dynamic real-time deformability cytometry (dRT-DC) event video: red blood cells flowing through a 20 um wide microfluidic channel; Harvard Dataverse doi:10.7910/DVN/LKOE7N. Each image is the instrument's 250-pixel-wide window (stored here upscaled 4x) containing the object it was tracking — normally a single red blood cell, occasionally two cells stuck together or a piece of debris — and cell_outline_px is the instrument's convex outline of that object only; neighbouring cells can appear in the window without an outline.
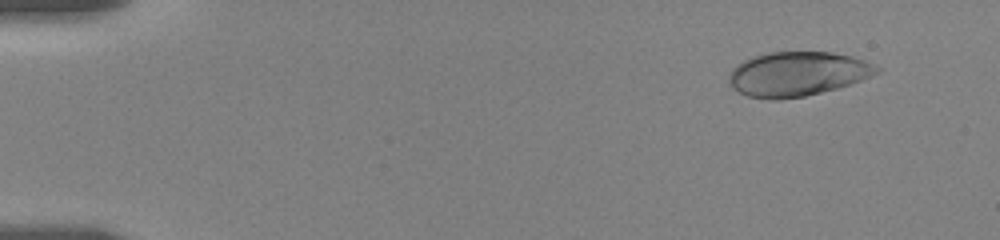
{"species": "human", "species_latin": "Homo sapiens", "temperature_condition": "room temperature", "stored_images_in_passage": 23, "camera_frame_rate_fps": 3000, "um_per_image_px": 0.085, "donor": {"sex": "female"}, "frame": {"image": 1, "passage_image": 4, "time_ms": 1.333, "image_size_px": [1000, 240], "cell_outline_px": [[884, 68], [880, 72], [860, 80], [836, 88], [804, 96], [776, 100], [772, 100], [748, 96], [732, 88], [728, 84], [728, 76], [732, 68], [736, 64], [752, 56], [768, 52], [832, 52], [852, 56], [864, 60]], "centroid_in_image_um": [67.76, 6.27], "position_along_channel_um": 17.2, "area_um2": 38.38}}
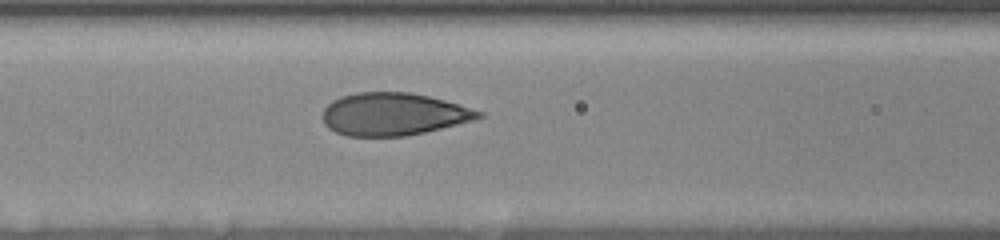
{"frame": {"image": 2, "passage_image": 19, "time_ms": 8.0, "image_size_px": [1000, 240], "cell_outline_px": [[484, 116], [472, 120], [424, 132], [404, 136], [348, 136], [336, 132], [328, 128], [324, 124], [320, 116], [324, 108], [332, 100], [340, 96], [356, 92], [408, 92], [428, 96], [444, 100], [484, 112]], "centroid_in_image_um": [33.37, 9.7], "position_along_channel_um": 133.2, "area_um2": 38.67}}
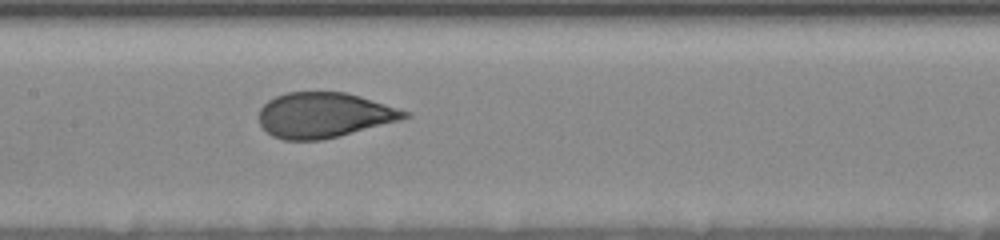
{"frame": {"image": 3, "passage_image": 23, "time_ms": 9.333, "image_size_px": [1000, 240], "cell_outline_px": [[412, 116], [400, 120], [340, 136], [320, 140], [284, 140], [272, 136], [260, 124], [260, 108], [268, 100], [276, 96], [288, 92], [344, 92], [360, 96], [412, 112]], "centroid_in_image_um": [27.57, 9.78], "position_along_channel_um": 179.8, "area_um2": 38.32}}